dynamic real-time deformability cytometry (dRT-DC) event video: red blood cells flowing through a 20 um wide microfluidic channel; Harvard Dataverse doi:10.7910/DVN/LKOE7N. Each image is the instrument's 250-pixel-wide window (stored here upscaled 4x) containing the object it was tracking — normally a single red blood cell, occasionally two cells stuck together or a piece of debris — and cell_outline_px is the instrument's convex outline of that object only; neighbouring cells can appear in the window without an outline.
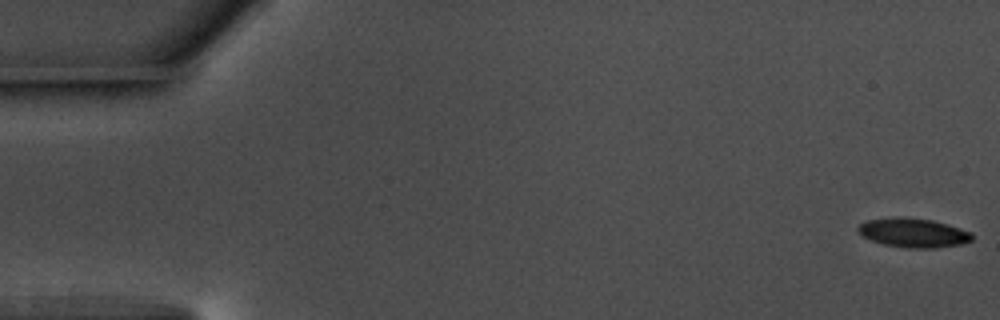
{"species": "common noctule bat (a hibernating species)", "species_latin": "Nyctalus noctula", "temperature_condition": "warm", "stored_images_in_passage": 56, "camera_frame_rate_fps": 3000, "um_per_image_px": 0.085, "animal": {"sex": "male", "body_mass_g": 17.5, "forearm_length_mm": 52.3}, "frame": {"image": 1, "passage_image": 1, "time_ms": 0.0, "image_size_px": [1000, 320], "cell_outline_px": [[972, 240], [960, 244], [936, 248], [908, 248], [884, 244], [872, 240], [864, 236], [856, 228], [860, 224], [868, 220], [896, 216], [932, 220], [948, 224], [972, 232]], "centroid_in_image_um": [77.65, 19.78], "position_along_channel_um": 7.3, "area_um2": 19.25}}
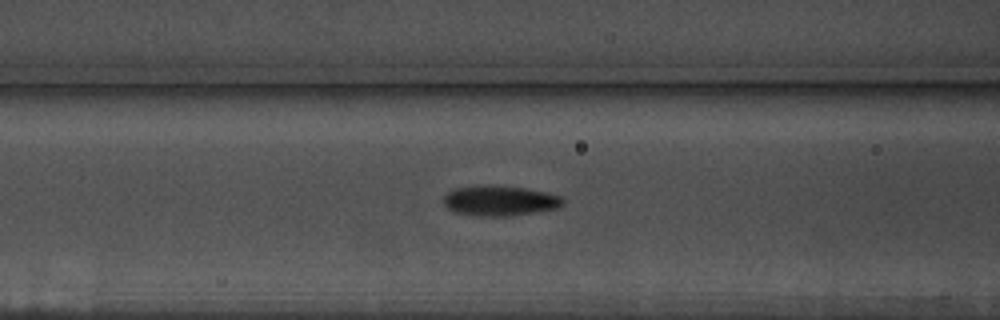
{"frame": {"image": 2, "passage_image": 23, "time_ms": 7.333, "image_size_px": [1000, 320], "cell_outline_px": [[564, 204], [556, 208], [512, 216], [480, 216], [456, 212], [448, 208], [444, 204], [444, 196], [448, 192], [456, 188], [524, 188], [548, 192], [560, 196], [564, 200]], "centroid_in_image_um": [42.54, 17.11], "position_along_channel_um": 124.1, "area_um2": 20.0}}
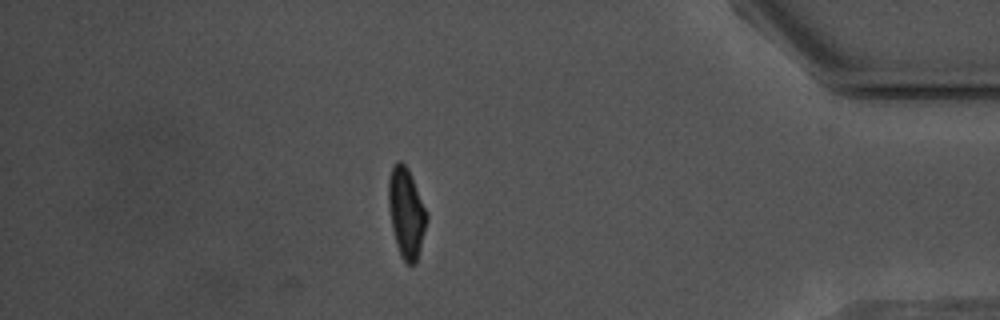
{"frame": {"image": 3, "passage_image": 49, "time_ms": 16.0, "image_size_px": [1000, 320], "cell_outline_px": [[428, 216], [416, 264], [408, 264], [400, 256], [396, 244], [392, 228], [388, 208], [388, 180], [392, 164], [396, 160], [400, 160], [408, 168], [428, 212]], "centroid_in_image_um": [34.52, 18.04], "position_along_channel_um": 400.7, "area_um2": 20.23}, "authors_computed_cell_mechanics": {"area_um2": 20.0277, "velocity_mm_per_s": 3.6532, "shape_relaxation_time_tau1_ms": 4.6346, "shape_relaxation_time_tau2_ms": 2.5284, "deformation_change_tau1": 0.1309, "deformation_change_tau2": 0.099}}